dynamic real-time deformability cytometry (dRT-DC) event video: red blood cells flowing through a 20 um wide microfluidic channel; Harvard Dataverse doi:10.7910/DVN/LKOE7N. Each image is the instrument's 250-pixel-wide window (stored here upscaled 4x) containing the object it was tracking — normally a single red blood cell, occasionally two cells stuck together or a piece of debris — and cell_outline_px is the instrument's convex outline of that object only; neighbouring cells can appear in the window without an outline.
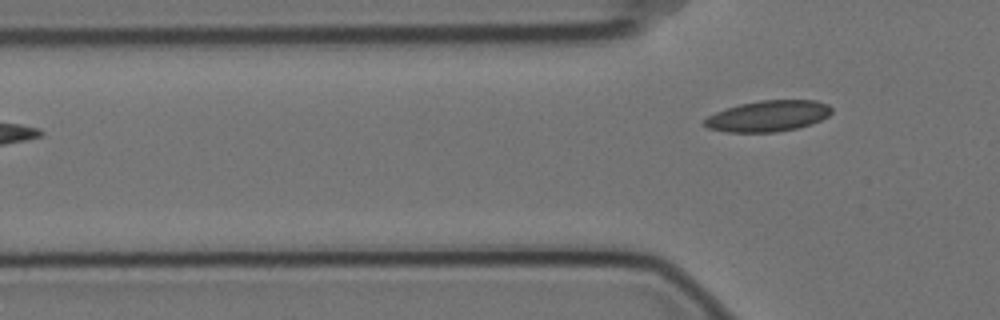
{"species": "Egyptian fruit bat (a non-hibernating species)", "species_latin": "Rousettus aegyptiacus", "temperature_condition": "cold", "stored_images_in_passage": 4, "segment_of_instrument_passage": [2, 2], "camera_frame_rate_fps": 3000, "um_per_image_px": 0.085, "animal": {"sex": "female"}, "frame": {"image": 1, "passage_image": 4, "time_ms": 1.0, "image_size_px": [1000, 320], "cell_outline_px": [[832, 112], [828, 116], [812, 124], [796, 128], [776, 132], [724, 132], [708, 128], [704, 124], [704, 120], [708, 116], [716, 112], [740, 104], [760, 100], [816, 100], [828, 104], [832, 108]], "centroid_in_image_um": [65.31, 9.86], "position_along_channel_um": 60.5, "area_um2": 22.95}}